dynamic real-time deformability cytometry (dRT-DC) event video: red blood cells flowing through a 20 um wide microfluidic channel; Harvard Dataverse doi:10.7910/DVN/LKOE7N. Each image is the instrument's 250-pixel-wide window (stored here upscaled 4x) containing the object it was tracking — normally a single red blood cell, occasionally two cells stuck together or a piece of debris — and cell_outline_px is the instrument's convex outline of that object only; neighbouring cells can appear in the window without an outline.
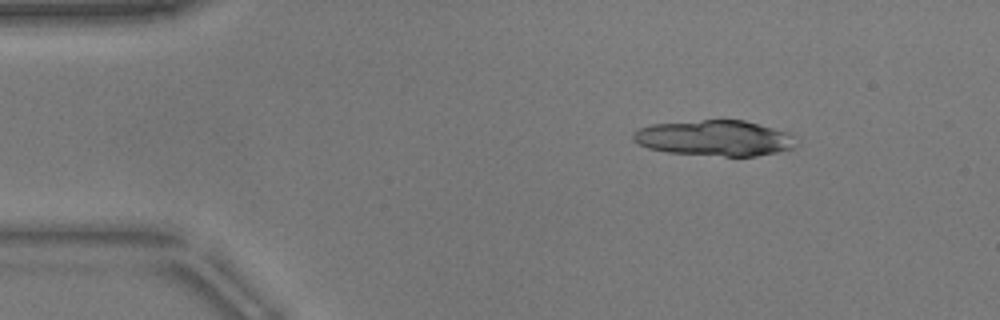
{"species": "common noctule bat (a hibernating species)", "species_latin": "Nyctalus noctula", "temperature_condition": "warm", "stored_images_in_passage": 9, "camera_frame_rate_fps": 3000, "um_per_image_px": 0.085, "animal": {"sex": "male", "body_mass_g": 17.9}, "frame": {"image": 1, "passage_image": 1, "time_ms": 0.0, "image_size_px": [1000, 320], "cell_outline_px": [[792, 148], [776, 152], [756, 156], [724, 156], [668, 152], [648, 148], [632, 140], [632, 132], [640, 128], [652, 124], [704, 120], [744, 120], [792, 132]], "centroid_in_image_um": [60.72, 11.73], "position_along_channel_um": 24.3, "area_um2": 33.64}}